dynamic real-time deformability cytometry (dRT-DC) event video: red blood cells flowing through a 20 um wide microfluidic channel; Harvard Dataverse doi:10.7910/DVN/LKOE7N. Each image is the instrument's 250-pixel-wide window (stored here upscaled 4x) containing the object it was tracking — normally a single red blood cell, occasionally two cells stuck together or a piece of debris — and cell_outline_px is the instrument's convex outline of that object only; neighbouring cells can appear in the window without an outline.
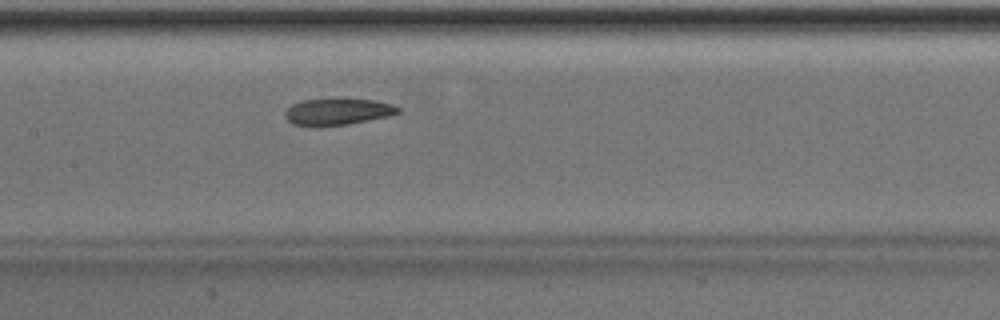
{"species": "Egyptian fruit bat (a non-hibernating species)", "species_latin": "Rousettus aegyptiacus", "temperature_condition": "room temperature", "stored_images_in_passage": 40, "camera_frame_rate_fps": 3000, "um_per_image_px": 0.085, "animal": {"sex": "male"}, "frame": {"image": 1, "passage_image": 18, "time_ms": 5.667, "image_size_px": [1000, 320], "cell_outline_px": [[400, 112], [388, 116], [348, 124], [292, 124], [284, 116], [284, 112], [292, 104], [304, 100], [376, 100], [392, 104], [400, 108]], "centroid_in_image_um": [28.73, 9.48], "position_along_channel_um": 178.7, "area_um2": 16.65}}
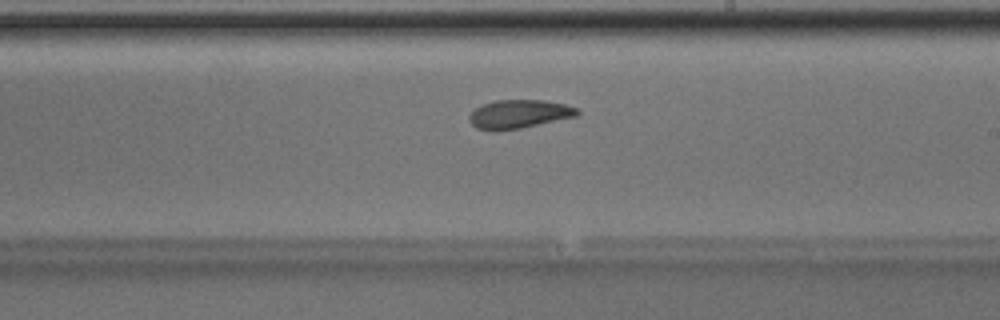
{"frame": {"image": 2, "passage_image": 23, "time_ms": 7.333, "image_size_px": [1000, 320], "cell_outline_px": [[580, 112], [576, 116], [520, 128], [476, 128], [468, 120], [468, 116], [480, 104], [496, 100], [544, 100], [564, 104], [576, 108]], "centroid_in_image_um": [44.12, 9.65], "position_along_channel_um": 244.9, "area_um2": 17.4}}
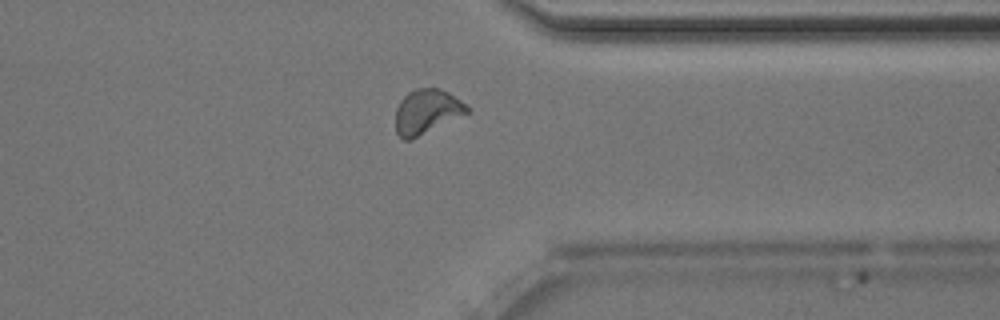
{"frame": {"image": 3, "passage_image": 33, "time_ms": 10.667, "image_size_px": [1000, 320], "cell_outline_px": [[472, 112], [412, 140], [404, 140], [396, 132], [396, 108], [400, 100], [408, 92], [416, 88], [436, 88], [448, 92], [468, 104], [472, 108]], "centroid_in_image_um": [36.33, 9.5], "position_along_channel_um": 375.1, "area_um2": 19.07}}